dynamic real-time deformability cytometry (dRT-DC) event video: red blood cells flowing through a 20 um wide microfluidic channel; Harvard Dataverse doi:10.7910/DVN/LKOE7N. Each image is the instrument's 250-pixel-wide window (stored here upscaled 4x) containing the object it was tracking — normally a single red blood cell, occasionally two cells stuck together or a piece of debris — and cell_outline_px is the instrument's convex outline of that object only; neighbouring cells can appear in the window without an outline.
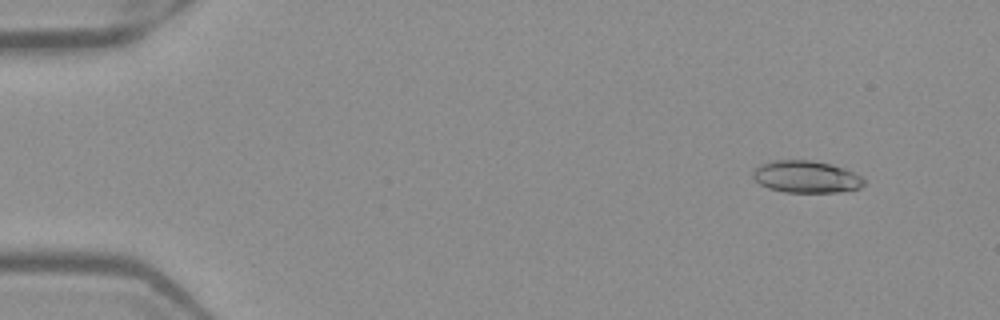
{"species": "Egyptian fruit bat (a non-hibernating species)", "species_latin": "Rousettus aegyptiacus", "temperature_condition": "warm", "stored_images_in_passage": 52, "camera_frame_rate_fps": 3000, "um_per_image_px": 0.085, "frame": {"image": 1, "passage_image": 5, "time_ms": 1.333, "image_size_px": [1000, 320], "cell_outline_px": [[864, 184], [860, 188], [836, 192], [784, 192], [768, 188], [760, 184], [752, 176], [752, 172], [756, 168], [772, 160], [812, 160], [844, 168], [860, 176], [864, 180]], "centroid_in_image_um": [68.51, 15.03], "position_along_channel_um": 16.5, "area_um2": 20.52}}
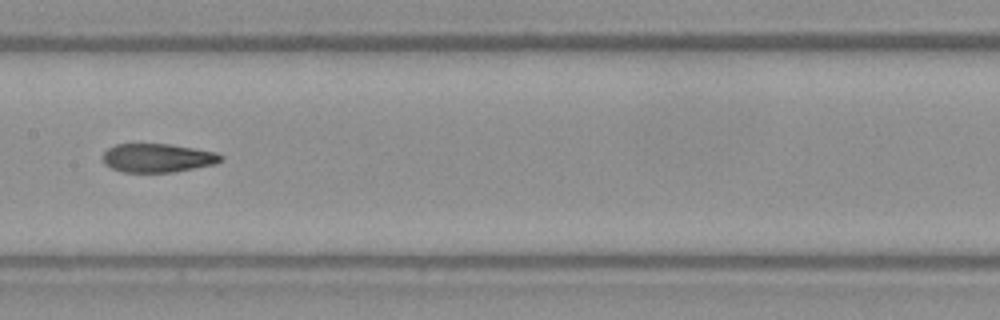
{"frame": {"image": 2, "passage_image": 27, "time_ms": 8.667, "image_size_px": [1000, 320], "cell_outline_px": [[224, 160], [216, 164], [172, 172], [124, 172], [112, 168], [104, 164], [100, 156], [108, 148], [116, 144], [172, 144], [216, 152], [224, 156]], "centroid_in_image_um": [13.4, 13.42], "position_along_channel_um": 194.0, "area_um2": 19.94}}
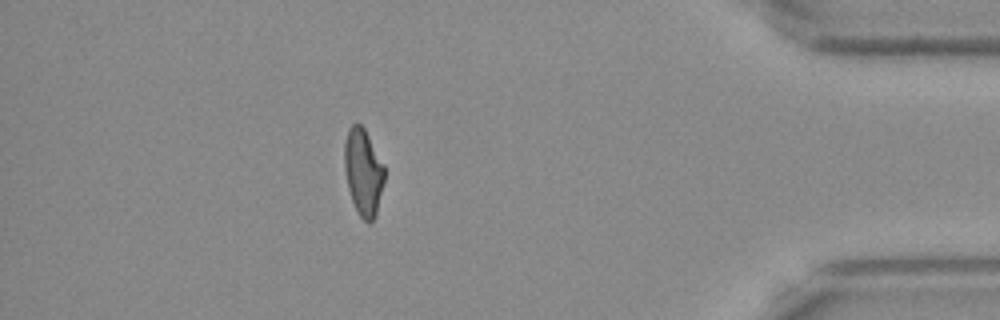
{"frame": {"image": 3, "passage_image": 46, "time_ms": 15.0, "image_size_px": [1000, 320], "cell_outline_px": [[384, 180], [376, 216], [368, 224], [356, 212], [348, 188], [344, 168], [344, 144], [348, 128], [352, 124], [360, 124], [364, 128], [384, 164]], "centroid_in_image_um": [30.87, 14.63], "position_along_channel_um": 404.3, "area_um2": 20.29}, "authors_computed_cell_mechanics": {"area_um2": 20.519, "velocity_mm_per_s": 3.9791, "shape_relaxation_time_tau1_ms": null, "shape_relaxation_time_tau2_ms": 2.2042, "deformation_change_tau1": null, "deformation_change_tau2": 0.0922}}